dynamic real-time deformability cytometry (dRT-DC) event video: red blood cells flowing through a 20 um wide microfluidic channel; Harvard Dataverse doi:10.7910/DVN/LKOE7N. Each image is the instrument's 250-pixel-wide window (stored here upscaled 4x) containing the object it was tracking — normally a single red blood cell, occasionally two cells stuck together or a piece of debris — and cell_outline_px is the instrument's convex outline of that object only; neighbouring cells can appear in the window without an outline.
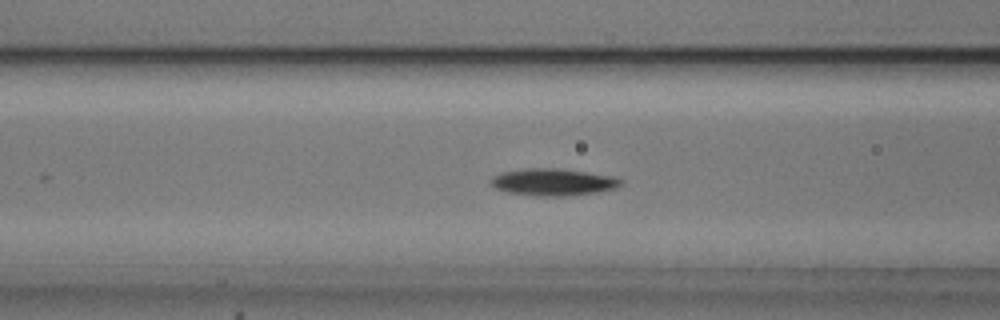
{"species": "common noctule bat (a hibernating species)", "species_latin": "Nyctalus noctula", "temperature_condition": "cold", "stored_images_in_passage": 27, "camera_frame_rate_fps": 3000, "um_per_image_px": 0.085, "animal": {"sex": "male", "body_mass_g": 20.5, "forearm_length_mm": 52.5}, "frame": {"image": 1, "passage_image": 22, "time_ms": 7.0, "image_size_px": [1000, 320], "cell_outline_px": [[624, 184], [616, 188], [596, 192], [564, 196], [536, 196], [508, 192], [496, 188], [488, 180], [492, 176], [500, 172], [524, 168], [560, 168], [616, 176], [624, 180]], "centroid_in_image_um": [47.04, 15.46], "position_along_channel_um": 119.6, "area_um2": 20.81}}